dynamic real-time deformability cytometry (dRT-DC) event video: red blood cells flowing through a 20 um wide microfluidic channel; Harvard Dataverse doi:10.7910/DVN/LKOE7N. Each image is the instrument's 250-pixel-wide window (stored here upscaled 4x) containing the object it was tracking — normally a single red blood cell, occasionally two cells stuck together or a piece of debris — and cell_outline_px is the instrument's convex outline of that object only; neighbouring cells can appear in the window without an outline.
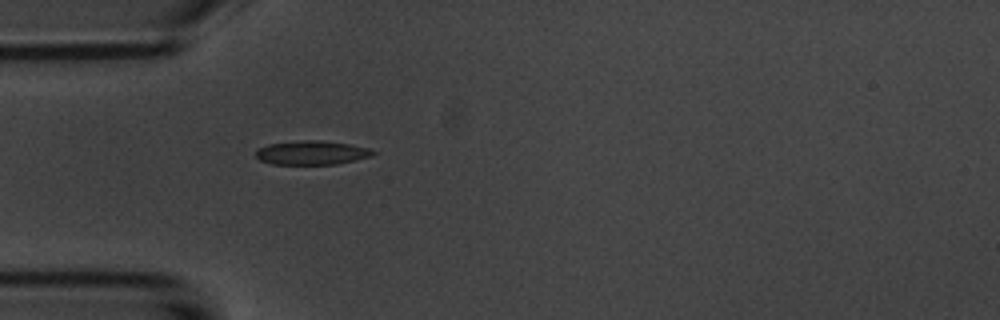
{"species": "common noctule bat (a hibernating species)", "species_latin": "Nyctalus noctula", "temperature_condition": "room temperature", "stored_images_in_passage": 1, "camera_frame_rate_fps": 3000, "um_per_image_px": 0.085, "animal": {"sex": "male", "body_mass_g": 20.1, "forearm_length_mm": 53.5}, "frame": {"image": 1, "passage_image": 1, "time_ms": 0.0, "image_size_px": [1000, 320], "cell_outline_px": [[376, 152], [372, 156], [356, 160], [336, 164], [272, 164], [260, 160], [256, 156], [256, 152], [260, 148], [268, 144], [304, 140], [320, 140], [348, 144], [368, 148]], "centroid_in_image_um": [26.51, 12.98], "position_along_channel_um": 58.5, "area_um2": 16.18}}